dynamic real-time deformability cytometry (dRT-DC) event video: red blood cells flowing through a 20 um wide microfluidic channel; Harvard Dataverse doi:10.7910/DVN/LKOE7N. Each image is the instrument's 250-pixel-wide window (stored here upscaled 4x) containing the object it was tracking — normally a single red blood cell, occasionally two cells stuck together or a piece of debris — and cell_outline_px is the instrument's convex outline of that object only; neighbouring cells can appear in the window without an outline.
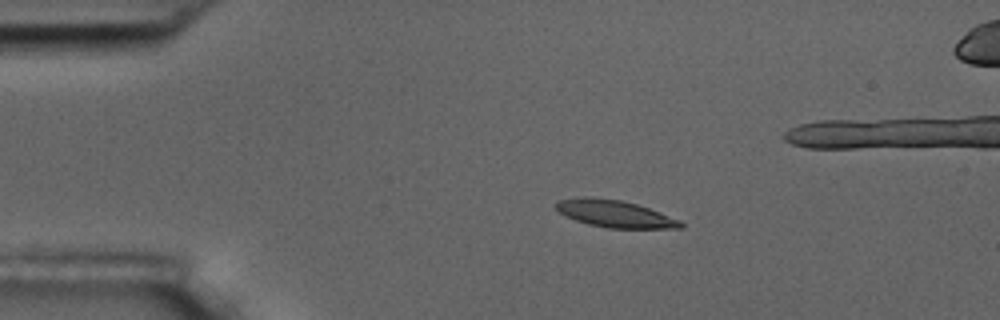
{"species": "common noctule bat (a hibernating species)", "species_latin": "Nyctalus noctula", "temperature_condition": "room temperature", "stored_images_in_passage": 7, "camera_frame_rate_fps": 3000, "um_per_image_px": 0.085, "animal": {"sex": "male", "body_mass_g": 17.5, "forearm_length_mm": 52.3}, "frame": {"image": 1, "passage_image": 4, "time_ms": 3.667, "image_size_px": [1000, 320], "cell_outline_px": [[684, 228], [608, 228], [588, 224], [564, 216], [552, 204], [556, 200], [584, 196], [588, 196], [620, 200], [636, 204], [648, 208], [680, 220], [684, 224]], "centroid_in_image_um": [52.2, 18.16], "position_along_channel_um": 32.8, "area_um2": 19.77}}